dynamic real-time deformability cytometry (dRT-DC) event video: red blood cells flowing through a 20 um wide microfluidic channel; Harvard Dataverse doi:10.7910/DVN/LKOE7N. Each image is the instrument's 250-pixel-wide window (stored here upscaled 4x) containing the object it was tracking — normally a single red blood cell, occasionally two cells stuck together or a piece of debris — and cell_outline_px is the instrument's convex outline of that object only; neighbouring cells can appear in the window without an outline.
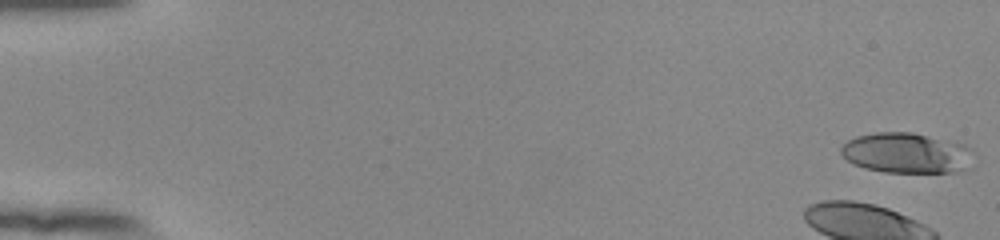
{"species": "human", "species_latin": "Homo sapiens", "temperature_condition": "room temperature", "stored_images_in_passage": 42, "camera_frame_rate_fps": 3000, "um_per_image_px": 0.085, "donor": {"sex": "female"}, "frame": {"image": 1, "passage_image": 1, "time_ms": 0.0, "image_size_px": [1000, 240], "cell_outline_px": [[976, 152], [956, 172], [884, 172], [864, 168], [848, 160], [840, 152], [840, 148], [848, 140], [856, 136], [876, 132], [912, 132], [956, 140], [972, 148]], "centroid_in_image_um": [77.05, 12.97], "position_along_channel_um": 7.9, "area_um2": 31.21}}